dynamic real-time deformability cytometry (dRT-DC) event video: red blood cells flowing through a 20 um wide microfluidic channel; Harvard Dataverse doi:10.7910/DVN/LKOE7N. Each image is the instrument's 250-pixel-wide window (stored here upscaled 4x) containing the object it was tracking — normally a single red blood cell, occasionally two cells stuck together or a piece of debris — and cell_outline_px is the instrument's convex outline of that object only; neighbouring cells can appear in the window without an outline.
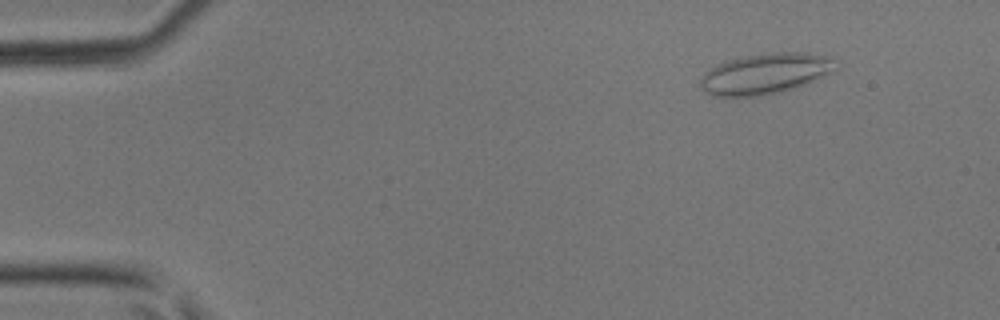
{"species": "common noctule bat (a hibernating species)", "species_latin": "Nyctalus noctula", "temperature_condition": "room temperature", "stored_images_in_passage": 45, "camera_frame_rate_fps": 3000, "um_per_image_px": 0.085, "animal": {"sex": "male", "body_mass_g": 17.9, "forearm_length_mm": 54.2}, "frame": {"image": 1, "passage_image": 5, "time_ms": 1.333, "image_size_px": [1000, 320], "cell_outline_px": [[840, 68], [832, 72], [796, 88], [780, 92], [760, 96], [712, 96], [700, 88], [700, 80], [704, 72], [716, 64], [724, 60], [744, 56], [780, 52], [804, 52], [828, 56]], "centroid_in_image_um": [65.03, 6.26], "position_along_channel_um": 20.0, "area_um2": 32.25}}
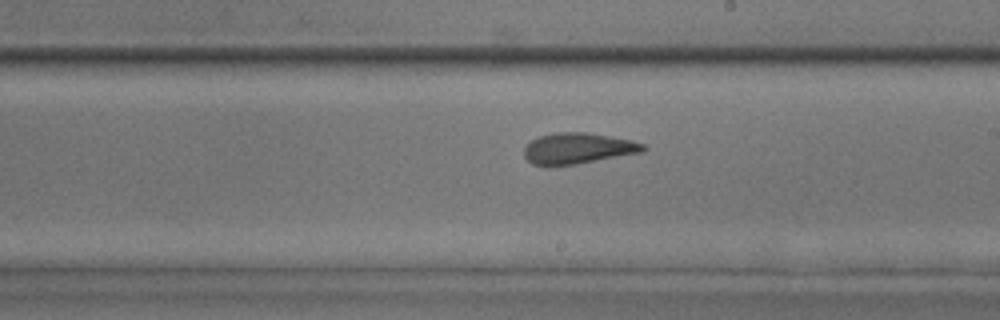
{"frame": {"image": 2, "passage_image": 26, "time_ms": 8.333, "image_size_px": [1000, 320], "cell_outline_px": [[648, 148], [644, 152], [576, 164], [532, 164], [524, 156], [524, 148], [532, 140], [540, 136], [556, 132], [584, 132], [608, 136], [628, 140], [644, 144]], "centroid_in_image_um": [49.15, 12.6], "position_along_channel_um": 239.9, "area_um2": 21.04}}
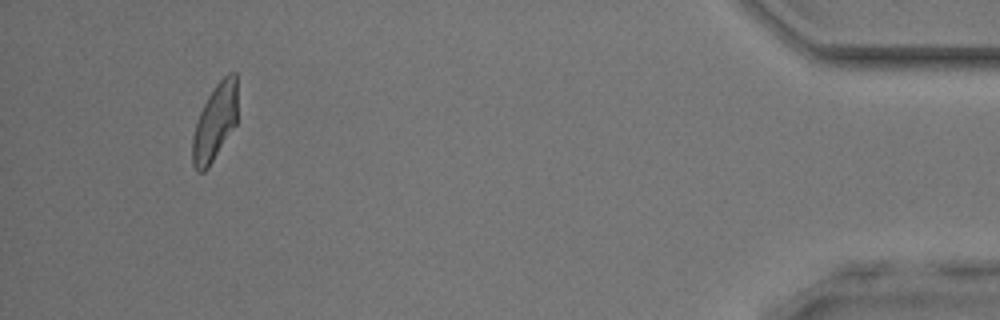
{"frame": {"image": 3, "passage_image": 42, "time_ms": 13.667, "image_size_px": [1000, 320], "cell_outline_px": [[236, 124], [208, 168], [204, 172], [196, 172], [192, 164], [192, 136], [200, 112], [208, 96], [216, 84], [228, 72], [236, 72]], "centroid_in_image_um": [18.25, 10.42], "position_along_channel_um": 417.0, "area_um2": 19.94}}